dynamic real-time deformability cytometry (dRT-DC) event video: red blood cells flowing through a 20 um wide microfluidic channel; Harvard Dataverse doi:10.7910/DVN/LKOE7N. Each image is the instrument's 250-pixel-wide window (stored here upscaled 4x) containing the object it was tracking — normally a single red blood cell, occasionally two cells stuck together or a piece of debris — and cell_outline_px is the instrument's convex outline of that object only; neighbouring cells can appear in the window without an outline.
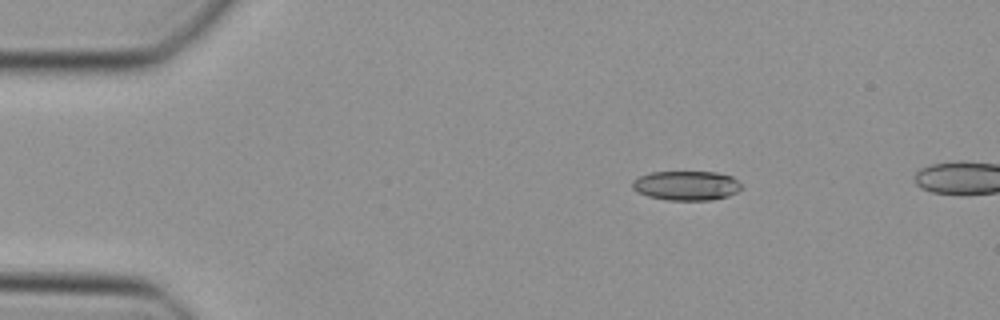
{"species": "Egyptian fruit bat (a non-hibernating species)", "species_latin": "Rousettus aegyptiacus", "temperature_condition": "cold", "stored_images_in_passage": 7, "camera_frame_rate_fps": 3000, "um_per_image_px": 0.085, "animal": {"sex": "female"}, "frame": {"image": 1, "passage_image": 1, "time_ms": 0.0, "image_size_px": [1000, 320], "cell_outline_px": [[744, 188], [728, 196], [712, 200], [668, 200], [648, 196], [636, 192], [632, 188], [632, 180], [640, 176], [652, 172], [716, 172], [732, 176]], "centroid_in_image_um": [58.34, 15.78], "position_along_channel_um": 26.7, "area_um2": 18.79}}